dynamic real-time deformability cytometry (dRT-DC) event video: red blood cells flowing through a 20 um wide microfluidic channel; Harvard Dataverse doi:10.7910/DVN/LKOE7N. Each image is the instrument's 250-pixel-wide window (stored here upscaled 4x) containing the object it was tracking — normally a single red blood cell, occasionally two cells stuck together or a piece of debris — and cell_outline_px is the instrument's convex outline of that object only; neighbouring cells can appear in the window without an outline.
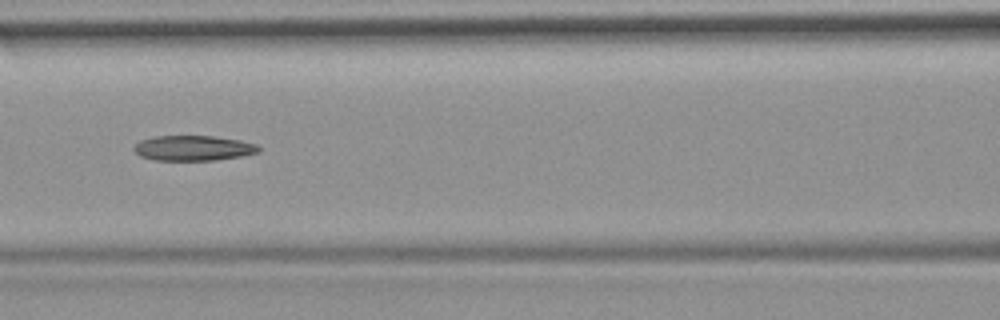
{"species": "common noctule bat (a hibernating species)", "species_latin": "Nyctalus noctula", "temperature_condition": "room temperature", "stored_images_in_passage": 43, "camera_frame_rate_fps": 3000, "um_per_image_px": 0.085, "animal": {"sex": "female", "body_mass_g": 19.9}, "frame": {"image": 1, "passage_image": 13, "time_ms": 4.0, "image_size_px": [1000, 320], "cell_outline_px": [[260, 152], [244, 156], [216, 160], [156, 160], [140, 156], [132, 148], [140, 140], [156, 136], [212, 136], [240, 140], [256, 144], [260, 148]], "centroid_in_image_um": [16.45, 12.59], "position_along_channel_um": 150.1, "area_um2": 18.32}}
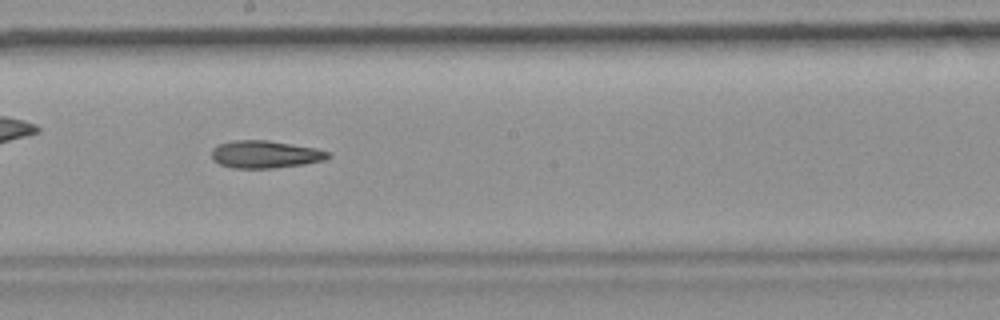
{"frame": {"image": 2, "passage_image": 19, "time_ms": 6.0, "image_size_px": [1000, 320], "cell_outline_px": [[332, 156], [324, 160], [304, 164], [276, 168], [232, 168], [220, 164], [212, 160], [212, 148], [220, 144], [236, 140], [268, 140], [316, 148], [332, 152]], "centroid_in_image_um": [22.58, 13.12], "position_along_channel_um": 225.6, "area_um2": 18.79}}